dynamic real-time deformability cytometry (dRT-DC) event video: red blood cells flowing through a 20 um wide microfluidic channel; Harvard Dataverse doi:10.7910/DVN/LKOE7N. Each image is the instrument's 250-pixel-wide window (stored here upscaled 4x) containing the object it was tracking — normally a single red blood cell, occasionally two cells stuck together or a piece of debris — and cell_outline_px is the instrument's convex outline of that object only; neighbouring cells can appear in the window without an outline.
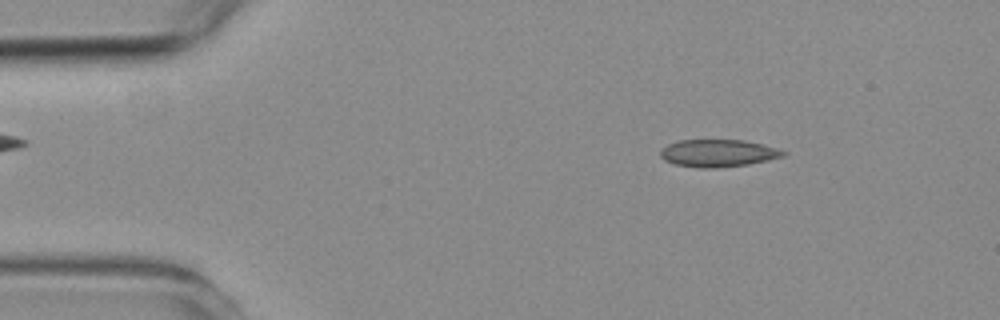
{"species": "common noctule bat (a hibernating species)", "species_latin": "Nyctalus noctula", "temperature_condition": "room temperature", "stored_images_in_passage": 7, "camera_frame_rate_fps": 3000, "um_per_image_px": 0.085, "animal": {"sex": "female", "body_mass_g": 19.3, "forearm_length_mm": 54.1}, "frame": {"image": 1, "passage_image": 2, "time_ms": 0.333, "image_size_px": [1000, 320], "cell_outline_px": [[788, 152], [784, 156], [768, 160], [748, 164], [716, 168], [700, 168], [676, 164], [664, 160], [660, 156], [660, 148], [676, 140], [744, 140], [776, 148]], "centroid_in_image_um": [61.0, 13.01], "position_along_channel_um": 24.0, "area_um2": 19.59}}